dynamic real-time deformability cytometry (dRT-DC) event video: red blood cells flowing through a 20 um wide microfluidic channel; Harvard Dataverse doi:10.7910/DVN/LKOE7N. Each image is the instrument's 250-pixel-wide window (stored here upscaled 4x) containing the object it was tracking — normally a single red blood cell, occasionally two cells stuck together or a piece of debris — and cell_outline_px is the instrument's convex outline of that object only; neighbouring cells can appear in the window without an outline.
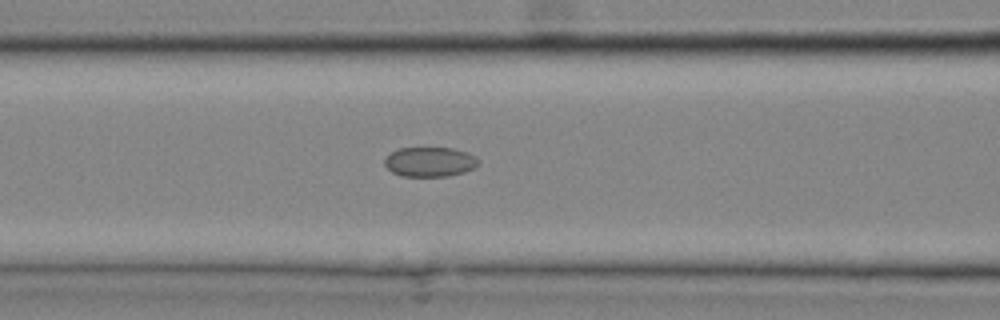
{"species": "common noctule bat (a hibernating species)", "species_latin": "Nyctalus noctula", "temperature_condition": "cold", "stored_images_in_passage": 16, "camera_frame_rate_fps": 3000, "um_per_image_px": 0.085, "animal": {"sex": "male", "body_mass_g": 20.4}, "frame": {"image": 1, "passage_image": 12, "time_ms": 3.667, "image_size_px": [1000, 320], "cell_outline_px": [[480, 164], [464, 172], [448, 176], [404, 176], [392, 172], [384, 164], [384, 160], [392, 152], [400, 148], [452, 148], [468, 152], [476, 156], [480, 160]], "centroid_in_image_um": [36.58, 13.75], "position_along_channel_um": 130.0, "area_um2": 16.18}}